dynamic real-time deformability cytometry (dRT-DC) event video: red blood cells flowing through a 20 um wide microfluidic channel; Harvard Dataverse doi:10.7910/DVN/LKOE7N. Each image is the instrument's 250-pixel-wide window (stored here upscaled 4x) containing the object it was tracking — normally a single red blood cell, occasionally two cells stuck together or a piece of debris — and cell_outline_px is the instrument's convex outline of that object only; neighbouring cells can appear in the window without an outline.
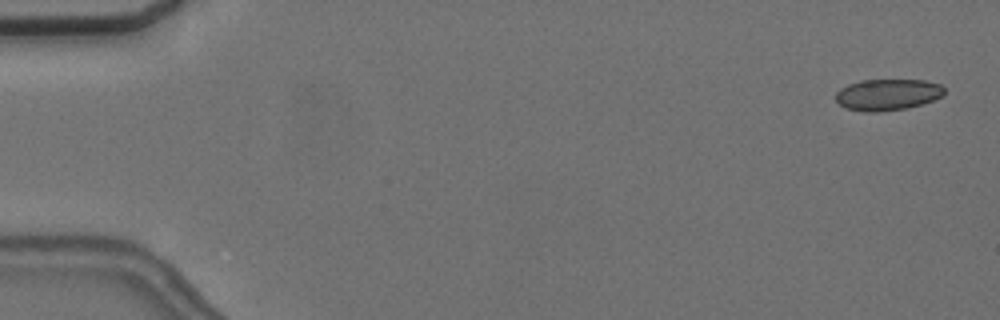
{"species": "common noctule bat (a hibernating species)", "species_latin": "Nyctalus noctula", "temperature_condition": "cold", "stored_images_in_passage": 57, "camera_frame_rate_fps": 3000, "um_per_image_px": 0.085, "animal": {"sex": "female", "body_mass_g": 24.6, "forearm_length_mm": 56.2}, "frame": {"image": 1, "passage_image": 2, "time_ms": 0.333, "image_size_px": [1000, 320], "cell_outline_px": [[944, 96], [920, 104], [904, 108], [880, 112], [864, 112], [844, 108], [836, 100], [836, 92], [840, 88], [848, 84], [860, 80], [924, 80], [940, 84], [944, 88]], "centroid_in_image_um": [75.42, 8.04], "position_along_channel_um": 9.6, "area_um2": 19.88}}
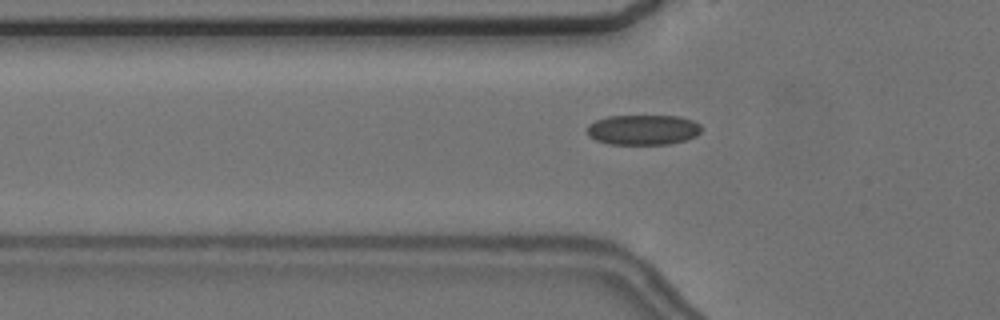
{"frame": {"image": 2, "passage_image": 19, "time_ms": 6.0, "image_size_px": [1000, 320], "cell_outline_px": [[700, 132], [696, 136], [684, 140], [668, 144], [608, 144], [596, 140], [588, 136], [588, 124], [596, 120], [608, 116], [680, 116], [692, 120], [700, 124]], "centroid_in_image_um": [54.65, 11.03], "position_along_channel_um": 71.2, "area_um2": 20.06}}
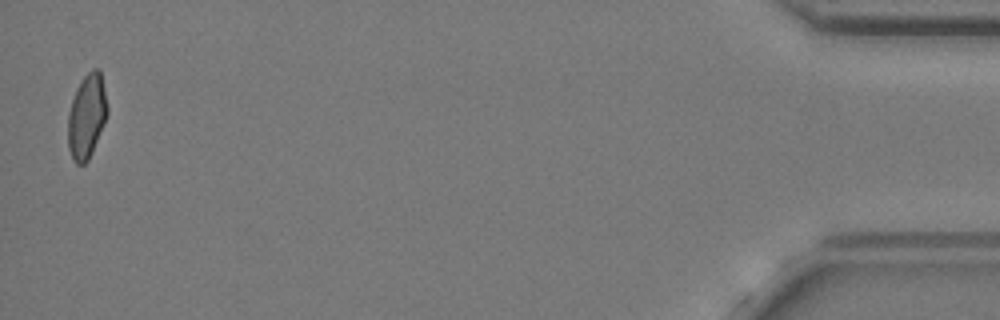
{"frame": {"image": 3, "passage_image": 56, "time_ms": 18.333, "image_size_px": [1000, 320], "cell_outline_px": [[108, 112], [92, 152], [88, 160], [84, 164], [76, 164], [72, 160], [68, 148], [68, 112], [76, 88], [84, 76], [92, 68], [96, 68], [100, 72], [108, 108]], "centroid_in_image_um": [7.35, 9.9], "position_along_channel_um": 427.9, "area_um2": 19.19}, "authors_computed_cell_mechanics": {"area_um2": 19.9988, "velocity_mm_per_s": 3.6333, "shape_relaxation_time_tau1_ms": 3.7614, "shape_relaxation_time_tau2_ms": 1.7594, "deformation_change_tau1": 0.092, "deformation_change_tau2": 0.0646}}